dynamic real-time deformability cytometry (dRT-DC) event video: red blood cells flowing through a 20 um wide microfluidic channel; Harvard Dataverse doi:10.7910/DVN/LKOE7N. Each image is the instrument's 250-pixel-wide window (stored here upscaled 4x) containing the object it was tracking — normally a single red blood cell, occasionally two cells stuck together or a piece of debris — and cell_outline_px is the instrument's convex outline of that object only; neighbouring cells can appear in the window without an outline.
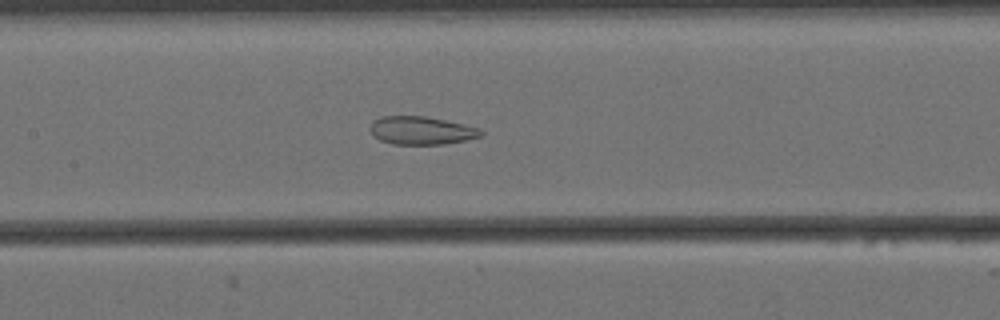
{"species": "Egyptian fruit bat (a non-hibernating species)", "species_latin": "Rousettus aegyptiacus", "temperature_condition": "cold", "stored_images_in_passage": 57, "camera_frame_rate_fps": 3000, "um_per_image_px": 0.085, "animal": {"sex": "female"}, "frame": {"image": 1, "passage_image": 26, "time_ms": 8.333, "image_size_px": [1000, 320], "cell_outline_px": [[484, 136], [444, 144], [392, 144], [380, 140], [372, 136], [368, 128], [372, 120], [380, 116], [424, 116], [464, 124], [480, 128], [484, 132]], "centroid_in_image_um": [35.78, 11.09], "position_along_channel_um": 171.6, "area_um2": 18.38}}
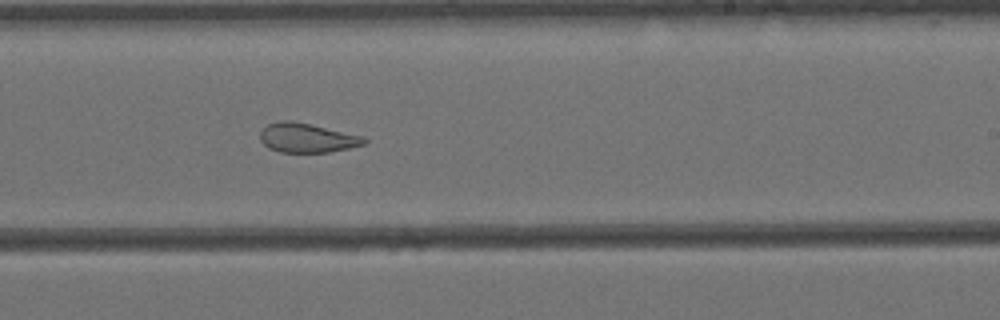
{"frame": {"image": 2, "passage_image": 34, "time_ms": 11.0, "image_size_px": [1000, 320], "cell_outline_px": [[368, 140], [364, 144], [348, 148], [328, 152], [280, 152], [268, 148], [260, 140], [260, 132], [268, 124], [280, 120], [288, 120], [308, 124], [364, 136]], "centroid_in_image_um": [26.08, 11.72], "position_along_channel_um": 262.9, "area_um2": 17.57}}
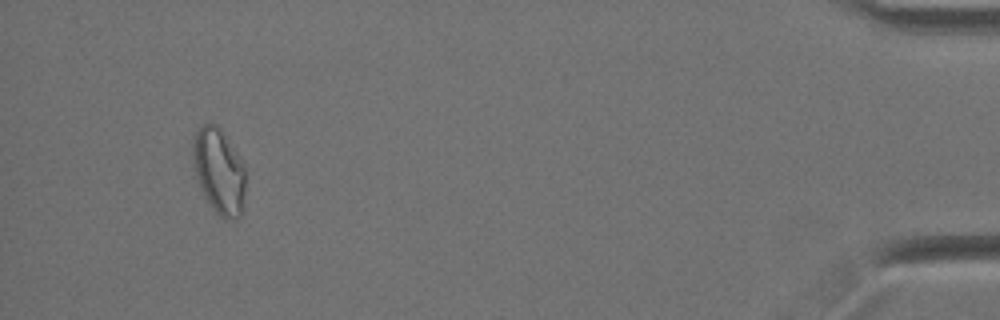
{"frame": {"image": 3, "passage_image": 54, "time_ms": 17.667, "image_size_px": [1000, 320], "cell_outline_px": [[244, 212], [240, 216], [228, 220], [224, 220], [212, 208], [204, 196], [196, 172], [192, 156], [192, 140], [196, 132], [204, 124], [216, 124], [220, 128], [244, 164]], "centroid_in_image_um": [18.62, 14.58], "position_along_channel_um": 416.6, "area_um2": 26.01}, "authors_computed_cell_mechanics": {"area_um2": 22.7732, "velocity_mm_per_s": 3.4498, "shape_relaxation_time_tau1_ms": null, "shape_relaxation_time_tau2_ms": 2.2111, "deformation_change_tau1": null, "deformation_change_tau2": 0.086}}